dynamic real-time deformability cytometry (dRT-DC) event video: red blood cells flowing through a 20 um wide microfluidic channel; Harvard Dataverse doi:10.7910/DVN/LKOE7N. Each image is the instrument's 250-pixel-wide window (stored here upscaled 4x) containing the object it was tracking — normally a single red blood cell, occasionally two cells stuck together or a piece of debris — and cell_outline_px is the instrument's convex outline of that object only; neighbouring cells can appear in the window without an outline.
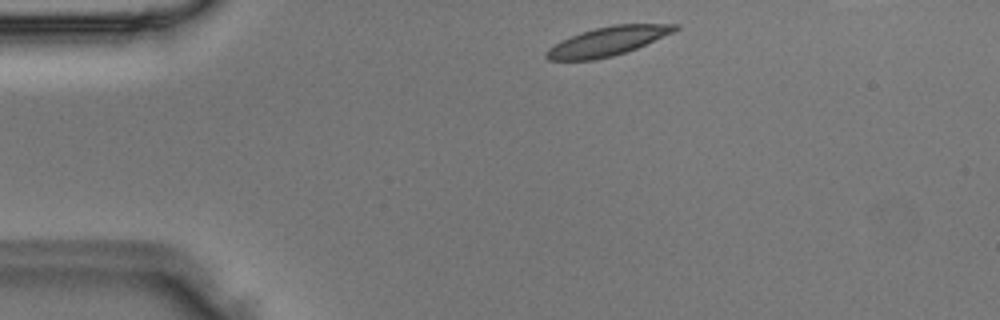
{"species": "Egyptian fruit bat (a non-hibernating species)", "species_latin": "Rousettus aegyptiacus", "temperature_condition": "room temperature", "stored_images_in_passage": 38, "camera_frame_rate_fps": 3000, "um_per_image_px": 0.085, "animal": {"sex": "male"}, "frame": {"image": 1, "passage_image": 2, "time_ms": 0.333, "image_size_px": [1000, 320], "cell_outline_px": [[680, 28], [672, 32], [636, 48], [612, 56], [592, 60], [548, 60], [544, 56], [544, 52], [548, 48], [560, 40], [580, 32], [612, 24], [680, 24]], "centroid_in_image_um": [51.58, 3.5], "position_along_channel_um": 33.4, "area_um2": 21.56}}
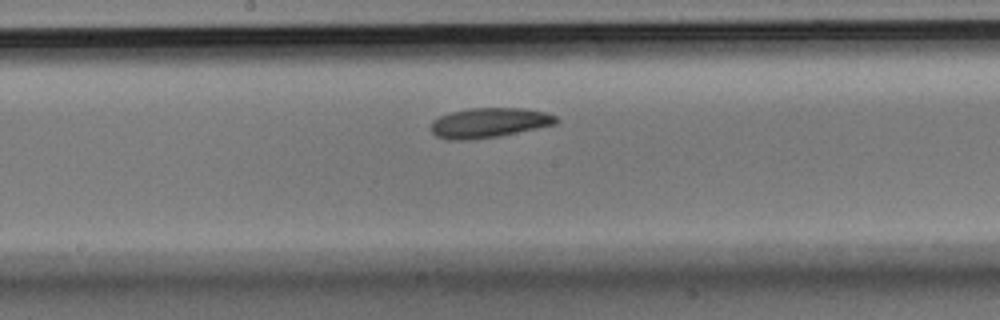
{"frame": {"image": 2, "passage_image": 18, "time_ms": 5.667, "image_size_px": [1000, 320], "cell_outline_px": [[560, 120], [556, 124], [496, 136], [468, 140], [444, 140], [436, 136], [432, 132], [432, 120], [440, 116], [452, 112], [472, 108], [524, 108], [548, 112], [556, 116]], "centroid_in_image_um": [41.58, 10.43], "position_along_channel_um": 206.6, "area_um2": 21.68}}
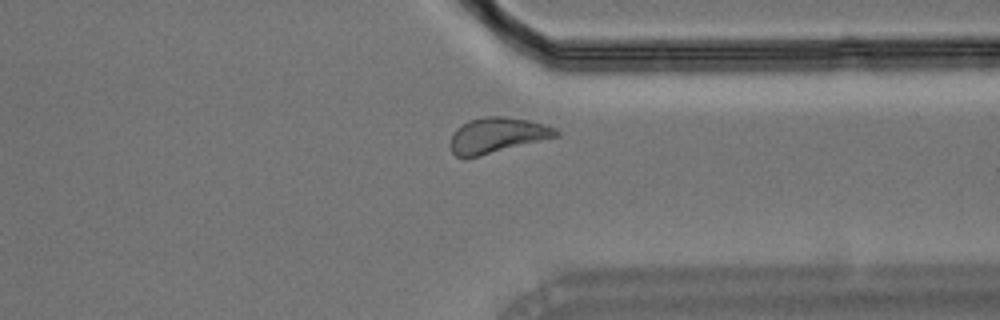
{"frame": {"image": 3, "passage_image": 30, "time_ms": 9.667, "image_size_px": [1000, 320], "cell_outline_px": [[560, 136], [480, 156], [456, 156], [452, 152], [448, 144], [456, 128], [468, 120], [484, 116], [504, 116], [528, 120], [544, 124], [556, 128], [560, 132]], "centroid_in_image_um": [42.27, 11.49], "position_along_channel_um": 369.1, "area_um2": 21.91}}